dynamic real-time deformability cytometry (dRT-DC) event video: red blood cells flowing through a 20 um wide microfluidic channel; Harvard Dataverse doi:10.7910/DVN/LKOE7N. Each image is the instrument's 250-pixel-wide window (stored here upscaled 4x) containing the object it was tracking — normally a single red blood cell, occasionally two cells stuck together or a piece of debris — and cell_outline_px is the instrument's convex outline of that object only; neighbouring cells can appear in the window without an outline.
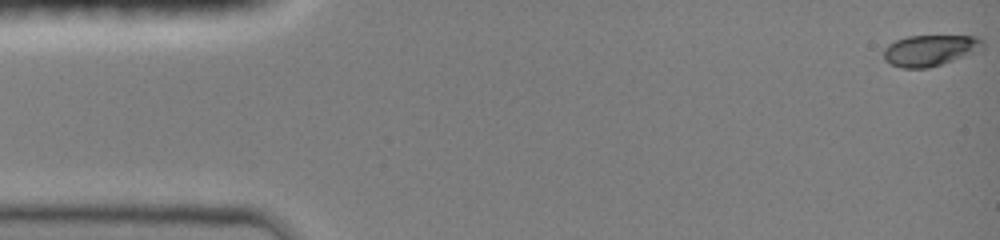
{"species": "common noctule bat (a hibernating species)", "species_latin": "Nyctalus noctula", "temperature_condition": "room temperature", "stored_images_in_passage": 47, "camera_frame_rate_fps": 3000, "um_per_image_px": 0.085, "animal": {"sex": "female", "body_mass_g": 19.0, "forearm_length_mm": 51.5}, "frame": {"image": 1, "passage_image": 1, "time_ms": 0.0, "image_size_px": [1000, 240], "cell_outline_px": [[984, 48], [952, 60], [928, 68], [900, 68], [884, 60], [884, 48], [888, 44], [896, 40], [908, 36], [976, 36], [984, 40]], "centroid_in_image_um": [79.03, 4.27], "position_along_channel_um": 6.0, "area_um2": 17.8}}
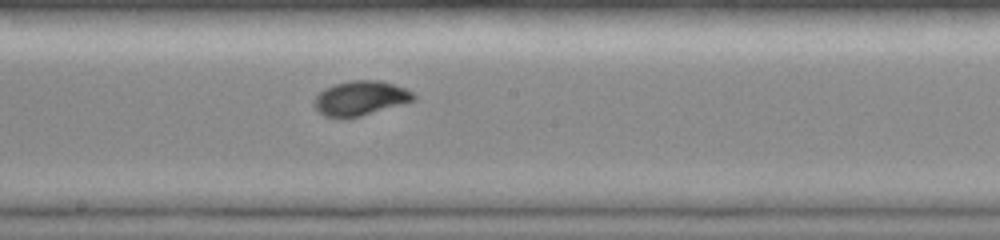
{"frame": {"image": 2, "passage_image": 26, "time_ms": 8.333, "image_size_px": [1000, 240], "cell_outline_px": [[416, 100], [360, 116], [344, 120], [340, 120], [324, 116], [312, 104], [316, 96], [324, 88], [332, 84], [352, 80], [380, 80], [404, 88], [412, 92], [416, 96]], "centroid_in_image_um": [30.59, 8.36], "position_along_channel_um": 217.6, "area_um2": 20.29}}
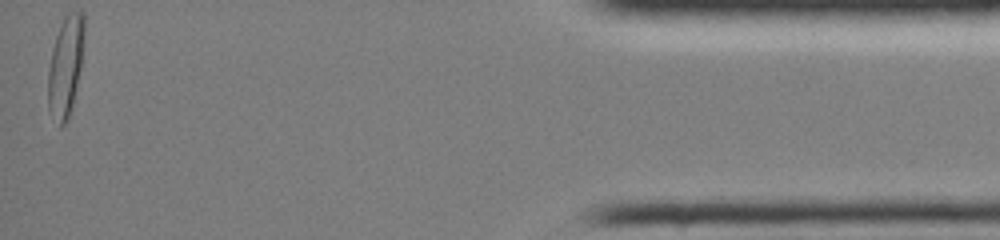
{"frame": {"image": 3, "passage_image": 47, "time_ms": 15.333, "image_size_px": [1000, 240], "cell_outline_px": [[84, 36], [80, 68], [72, 108], [68, 120], [60, 128], [48, 108], [48, 68], [52, 48], [60, 24], [68, 12], [84, 12]], "centroid_in_image_um": [5.56, 5.64], "position_along_channel_um": 429.6, "area_um2": 21.1}, "authors_computed_cell_mechanics": {"area_um2": 19.3052, "velocity_mm_per_s": 4.0648, "shape_relaxation_time_tau1_ms": 4.4811, "shape_relaxation_time_tau2_ms": null, "deformation_change_tau1": 0.2099, "deformation_change_tau2": null}}